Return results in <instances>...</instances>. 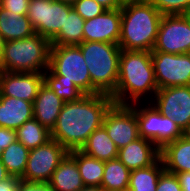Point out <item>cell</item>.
Masks as SVG:
<instances>
[{
	"instance_id": "6da1fadb",
	"label": "cell",
	"mask_w": 190,
	"mask_h": 191,
	"mask_svg": "<svg viewBox=\"0 0 190 191\" xmlns=\"http://www.w3.org/2000/svg\"><path fill=\"white\" fill-rule=\"evenodd\" d=\"M113 104L112 97L103 93L65 102L51 131V139L68 152L80 150L90 134L103 126L105 114Z\"/></svg>"
},
{
	"instance_id": "7a4b0ae2",
	"label": "cell",
	"mask_w": 190,
	"mask_h": 191,
	"mask_svg": "<svg viewBox=\"0 0 190 191\" xmlns=\"http://www.w3.org/2000/svg\"><path fill=\"white\" fill-rule=\"evenodd\" d=\"M158 85L155 79L151 51L121 50L118 82L110 95L114 104L130 105L139 103L147 93L156 94ZM131 97V98H130Z\"/></svg>"
},
{
	"instance_id": "3957f363",
	"label": "cell",
	"mask_w": 190,
	"mask_h": 191,
	"mask_svg": "<svg viewBox=\"0 0 190 191\" xmlns=\"http://www.w3.org/2000/svg\"><path fill=\"white\" fill-rule=\"evenodd\" d=\"M162 16L149 0L123 3L118 43L120 48L152 51Z\"/></svg>"
},
{
	"instance_id": "277c9868",
	"label": "cell",
	"mask_w": 190,
	"mask_h": 191,
	"mask_svg": "<svg viewBox=\"0 0 190 191\" xmlns=\"http://www.w3.org/2000/svg\"><path fill=\"white\" fill-rule=\"evenodd\" d=\"M50 47V41L38 33L4 42L0 71L43 73L49 67Z\"/></svg>"
},
{
	"instance_id": "5b68a950",
	"label": "cell",
	"mask_w": 190,
	"mask_h": 191,
	"mask_svg": "<svg viewBox=\"0 0 190 191\" xmlns=\"http://www.w3.org/2000/svg\"><path fill=\"white\" fill-rule=\"evenodd\" d=\"M77 46L83 54L92 85L100 93L111 95L118 82L120 46L97 41H83Z\"/></svg>"
},
{
	"instance_id": "8992f818",
	"label": "cell",
	"mask_w": 190,
	"mask_h": 191,
	"mask_svg": "<svg viewBox=\"0 0 190 191\" xmlns=\"http://www.w3.org/2000/svg\"><path fill=\"white\" fill-rule=\"evenodd\" d=\"M48 72L73 82L85 95L100 93L91 77L81 49L77 45H51Z\"/></svg>"
},
{
	"instance_id": "52a82bcc",
	"label": "cell",
	"mask_w": 190,
	"mask_h": 191,
	"mask_svg": "<svg viewBox=\"0 0 190 191\" xmlns=\"http://www.w3.org/2000/svg\"><path fill=\"white\" fill-rule=\"evenodd\" d=\"M69 152L56 140L30 149L22 181L48 184L53 172Z\"/></svg>"
},
{
	"instance_id": "ba28073f",
	"label": "cell",
	"mask_w": 190,
	"mask_h": 191,
	"mask_svg": "<svg viewBox=\"0 0 190 191\" xmlns=\"http://www.w3.org/2000/svg\"><path fill=\"white\" fill-rule=\"evenodd\" d=\"M148 103L152 106L141 107V109L139 106L136 107L140 137L153 141L161 149L165 144L184 135L172 118L162 115L153 104H150V101Z\"/></svg>"
},
{
	"instance_id": "9c48e42d",
	"label": "cell",
	"mask_w": 190,
	"mask_h": 191,
	"mask_svg": "<svg viewBox=\"0 0 190 191\" xmlns=\"http://www.w3.org/2000/svg\"><path fill=\"white\" fill-rule=\"evenodd\" d=\"M72 5L56 0H30L27 17L35 33L51 41L64 27Z\"/></svg>"
},
{
	"instance_id": "30bf717a",
	"label": "cell",
	"mask_w": 190,
	"mask_h": 191,
	"mask_svg": "<svg viewBox=\"0 0 190 191\" xmlns=\"http://www.w3.org/2000/svg\"><path fill=\"white\" fill-rule=\"evenodd\" d=\"M158 89L190 85V53L151 51Z\"/></svg>"
},
{
	"instance_id": "8fae6325",
	"label": "cell",
	"mask_w": 190,
	"mask_h": 191,
	"mask_svg": "<svg viewBox=\"0 0 190 191\" xmlns=\"http://www.w3.org/2000/svg\"><path fill=\"white\" fill-rule=\"evenodd\" d=\"M152 51L190 53V21L184 14L163 15Z\"/></svg>"
},
{
	"instance_id": "7c38bea8",
	"label": "cell",
	"mask_w": 190,
	"mask_h": 191,
	"mask_svg": "<svg viewBox=\"0 0 190 191\" xmlns=\"http://www.w3.org/2000/svg\"><path fill=\"white\" fill-rule=\"evenodd\" d=\"M135 105L113 104L105 114L103 127L118 149L140 137Z\"/></svg>"
},
{
	"instance_id": "4fadbf2b",
	"label": "cell",
	"mask_w": 190,
	"mask_h": 191,
	"mask_svg": "<svg viewBox=\"0 0 190 191\" xmlns=\"http://www.w3.org/2000/svg\"><path fill=\"white\" fill-rule=\"evenodd\" d=\"M154 97L153 106L185 132L190 126V85L158 89Z\"/></svg>"
},
{
	"instance_id": "5bb4252c",
	"label": "cell",
	"mask_w": 190,
	"mask_h": 191,
	"mask_svg": "<svg viewBox=\"0 0 190 191\" xmlns=\"http://www.w3.org/2000/svg\"><path fill=\"white\" fill-rule=\"evenodd\" d=\"M44 83L43 73L0 71V94L34 102Z\"/></svg>"
},
{
	"instance_id": "9a60e30c",
	"label": "cell",
	"mask_w": 190,
	"mask_h": 191,
	"mask_svg": "<svg viewBox=\"0 0 190 191\" xmlns=\"http://www.w3.org/2000/svg\"><path fill=\"white\" fill-rule=\"evenodd\" d=\"M121 28V8L105 10L101 15L85 20L83 41L118 44Z\"/></svg>"
},
{
	"instance_id": "2e32d148",
	"label": "cell",
	"mask_w": 190,
	"mask_h": 191,
	"mask_svg": "<svg viewBox=\"0 0 190 191\" xmlns=\"http://www.w3.org/2000/svg\"><path fill=\"white\" fill-rule=\"evenodd\" d=\"M130 171L149 167L160 158L153 141L139 137L118 151L117 157Z\"/></svg>"
},
{
	"instance_id": "e0dca14e",
	"label": "cell",
	"mask_w": 190,
	"mask_h": 191,
	"mask_svg": "<svg viewBox=\"0 0 190 191\" xmlns=\"http://www.w3.org/2000/svg\"><path fill=\"white\" fill-rule=\"evenodd\" d=\"M64 103L54 91L43 83L33 102V118L51 132Z\"/></svg>"
},
{
	"instance_id": "ac0fdd59",
	"label": "cell",
	"mask_w": 190,
	"mask_h": 191,
	"mask_svg": "<svg viewBox=\"0 0 190 191\" xmlns=\"http://www.w3.org/2000/svg\"><path fill=\"white\" fill-rule=\"evenodd\" d=\"M160 158L167 172H190V139L183 135L160 149Z\"/></svg>"
},
{
	"instance_id": "d6986e66",
	"label": "cell",
	"mask_w": 190,
	"mask_h": 191,
	"mask_svg": "<svg viewBox=\"0 0 190 191\" xmlns=\"http://www.w3.org/2000/svg\"><path fill=\"white\" fill-rule=\"evenodd\" d=\"M32 118V102L0 94V127L16 130Z\"/></svg>"
},
{
	"instance_id": "ffe728a7",
	"label": "cell",
	"mask_w": 190,
	"mask_h": 191,
	"mask_svg": "<svg viewBox=\"0 0 190 191\" xmlns=\"http://www.w3.org/2000/svg\"><path fill=\"white\" fill-rule=\"evenodd\" d=\"M52 191H78L83 184L76 161L67 154L48 182Z\"/></svg>"
},
{
	"instance_id": "44dd1931",
	"label": "cell",
	"mask_w": 190,
	"mask_h": 191,
	"mask_svg": "<svg viewBox=\"0 0 190 191\" xmlns=\"http://www.w3.org/2000/svg\"><path fill=\"white\" fill-rule=\"evenodd\" d=\"M35 34L27 15H19L0 7V35L5 42L25 39Z\"/></svg>"
},
{
	"instance_id": "7402d4cb",
	"label": "cell",
	"mask_w": 190,
	"mask_h": 191,
	"mask_svg": "<svg viewBox=\"0 0 190 191\" xmlns=\"http://www.w3.org/2000/svg\"><path fill=\"white\" fill-rule=\"evenodd\" d=\"M80 151L98 160L109 161L118 157L119 149L102 126L90 134Z\"/></svg>"
},
{
	"instance_id": "603a6c76",
	"label": "cell",
	"mask_w": 190,
	"mask_h": 191,
	"mask_svg": "<svg viewBox=\"0 0 190 191\" xmlns=\"http://www.w3.org/2000/svg\"><path fill=\"white\" fill-rule=\"evenodd\" d=\"M68 154L76 161L85 186H101L105 161L91 157L80 150H73Z\"/></svg>"
},
{
	"instance_id": "cb8c5ba5",
	"label": "cell",
	"mask_w": 190,
	"mask_h": 191,
	"mask_svg": "<svg viewBox=\"0 0 190 191\" xmlns=\"http://www.w3.org/2000/svg\"><path fill=\"white\" fill-rule=\"evenodd\" d=\"M164 170L161 158L149 167L132 170L127 191H156L158 179Z\"/></svg>"
},
{
	"instance_id": "d4e9b609",
	"label": "cell",
	"mask_w": 190,
	"mask_h": 191,
	"mask_svg": "<svg viewBox=\"0 0 190 191\" xmlns=\"http://www.w3.org/2000/svg\"><path fill=\"white\" fill-rule=\"evenodd\" d=\"M130 172L118 158L105 161L101 187L106 191H127Z\"/></svg>"
},
{
	"instance_id": "484cf974",
	"label": "cell",
	"mask_w": 190,
	"mask_h": 191,
	"mask_svg": "<svg viewBox=\"0 0 190 191\" xmlns=\"http://www.w3.org/2000/svg\"><path fill=\"white\" fill-rule=\"evenodd\" d=\"M85 20L72 8L65 18L64 27L50 41L51 45H79L83 42Z\"/></svg>"
},
{
	"instance_id": "4316f807",
	"label": "cell",
	"mask_w": 190,
	"mask_h": 191,
	"mask_svg": "<svg viewBox=\"0 0 190 191\" xmlns=\"http://www.w3.org/2000/svg\"><path fill=\"white\" fill-rule=\"evenodd\" d=\"M30 149L18 140L11 143L1 154V161L10 176L22 178L25 172Z\"/></svg>"
},
{
	"instance_id": "83f0119b",
	"label": "cell",
	"mask_w": 190,
	"mask_h": 191,
	"mask_svg": "<svg viewBox=\"0 0 190 191\" xmlns=\"http://www.w3.org/2000/svg\"><path fill=\"white\" fill-rule=\"evenodd\" d=\"M15 131L17 140L28 149L37 148L51 140V132L35 118L26 121Z\"/></svg>"
},
{
	"instance_id": "f1b7e54d",
	"label": "cell",
	"mask_w": 190,
	"mask_h": 191,
	"mask_svg": "<svg viewBox=\"0 0 190 191\" xmlns=\"http://www.w3.org/2000/svg\"><path fill=\"white\" fill-rule=\"evenodd\" d=\"M43 76L44 84L64 102L76 101L85 95L73 82L62 80V76H53L48 70L43 72Z\"/></svg>"
},
{
	"instance_id": "f546056e",
	"label": "cell",
	"mask_w": 190,
	"mask_h": 191,
	"mask_svg": "<svg viewBox=\"0 0 190 191\" xmlns=\"http://www.w3.org/2000/svg\"><path fill=\"white\" fill-rule=\"evenodd\" d=\"M162 15L185 14L190 10V0H149Z\"/></svg>"
},
{
	"instance_id": "4dcf8cb0",
	"label": "cell",
	"mask_w": 190,
	"mask_h": 191,
	"mask_svg": "<svg viewBox=\"0 0 190 191\" xmlns=\"http://www.w3.org/2000/svg\"><path fill=\"white\" fill-rule=\"evenodd\" d=\"M72 8L84 19H92L101 15L106 9L94 0H77Z\"/></svg>"
},
{
	"instance_id": "1f68e13d",
	"label": "cell",
	"mask_w": 190,
	"mask_h": 191,
	"mask_svg": "<svg viewBox=\"0 0 190 191\" xmlns=\"http://www.w3.org/2000/svg\"><path fill=\"white\" fill-rule=\"evenodd\" d=\"M156 191H182L177 175L164 170L158 179Z\"/></svg>"
},
{
	"instance_id": "d6a6232c",
	"label": "cell",
	"mask_w": 190,
	"mask_h": 191,
	"mask_svg": "<svg viewBox=\"0 0 190 191\" xmlns=\"http://www.w3.org/2000/svg\"><path fill=\"white\" fill-rule=\"evenodd\" d=\"M30 0H0V7L19 15H27Z\"/></svg>"
},
{
	"instance_id": "836d02e7",
	"label": "cell",
	"mask_w": 190,
	"mask_h": 191,
	"mask_svg": "<svg viewBox=\"0 0 190 191\" xmlns=\"http://www.w3.org/2000/svg\"><path fill=\"white\" fill-rule=\"evenodd\" d=\"M15 141H17V136L14 129L0 127V148L4 150Z\"/></svg>"
},
{
	"instance_id": "e575fe53",
	"label": "cell",
	"mask_w": 190,
	"mask_h": 191,
	"mask_svg": "<svg viewBox=\"0 0 190 191\" xmlns=\"http://www.w3.org/2000/svg\"><path fill=\"white\" fill-rule=\"evenodd\" d=\"M17 191H52L48 184L20 181Z\"/></svg>"
},
{
	"instance_id": "d590c367",
	"label": "cell",
	"mask_w": 190,
	"mask_h": 191,
	"mask_svg": "<svg viewBox=\"0 0 190 191\" xmlns=\"http://www.w3.org/2000/svg\"><path fill=\"white\" fill-rule=\"evenodd\" d=\"M21 180V178L10 176L6 180L0 182V191H17Z\"/></svg>"
},
{
	"instance_id": "8d00e7d4",
	"label": "cell",
	"mask_w": 190,
	"mask_h": 191,
	"mask_svg": "<svg viewBox=\"0 0 190 191\" xmlns=\"http://www.w3.org/2000/svg\"><path fill=\"white\" fill-rule=\"evenodd\" d=\"M106 10H113L121 8L123 5L122 0H94Z\"/></svg>"
},
{
	"instance_id": "74e56055",
	"label": "cell",
	"mask_w": 190,
	"mask_h": 191,
	"mask_svg": "<svg viewBox=\"0 0 190 191\" xmlns=\"http://www.w3.org/2000/svg\"><path fill=\"white\" fill-rule=\"evenodd\" d=\"M182 191H190V172H182L176 174Z\"/></svg>"
},
{
	"instance_id": "f35d334b",
	"label": "cell",
	"mask_w": 190,
	"mask_h": 191,
	"mask_svg": "<svg viewBox=\"0 0 190 191\" xmlns=\"http://www.w3.org/2000/svg\"><path fill=\"white\" fill-rule=\"evenodd\" d=\"M10 175L6 170V167L3 165L1 159H0V182L6 180L9 178Z\"/></svg>"
},
{
	"instance_id": "ab89813d",
	"label": "cell",
	"mask_w": 190,
	"mask_h": 191,
	"mask_svg": "<svg viewBox=\"0 0 190 191\" xmlns=\"http://www.w3.org/2000/svg\"><path fill=\"white\" fill-rule=\"evenodd\" d=\"M78 191H106V190L101 186H84Z\"/></svg>"
},
{
	"instance_id": "60d3db41",
	"label": "cell",
	"mask_w": 190,
	"mask_h": 191,
	"mask_svg": "<svg viewBox=\"0 0 190 191\" xmlns=\"http://www.w3.org/2000/svg\"><path fill=\"white\" fill-rule=\"evenodd\" d=\"M4 40H3V37L0 35V60L2 58V55H3V48H4Z\"/></svg>"
},
{
	"instance_id": "b9f144b4",
	"label": "cell",
	"mask_w": 190,
	"mask_h": 191,
	"mask_svg": "<svg viewBox=\"0 0 190 191\" xmlns=\"http://www.w3.org/2000/svg\"><path fill=\"white\" fill-rule=\"evenodd\" d=\"M56 1H60L62 3L73 5L77 0H56Z\"/></svg>"
},
{
	"instance_id": "7bdbcfd3",
	"label": "cell",
	"mask_w": 190,
	"mask_h": 191,
	"mask_svg": "<svg viewBox=\"0 0 190 191\" xmlns=\"http://www.w3.org/2000/svg\"><path fill=\"white\" fill-rule=\"evenodd\" d=\"M184 135L187 136L190 139V126L188 129L184 132Z\"/></svg>"
},
{
	"instance_id": "ee69618b",
	"label": "cell",
	"mask_w": 190,
	"mask_h": 191,
	"mask_svg": "<svg viewBox=\"0 0 190 191\" xmlns=\"http://www.w3.org/2000/svg\"><path fill=\"white\" fill-rule=\"evenodd\" d=\"M135 1H145V0H122L123 3H125V2H135Z\"/></svg>"
},
{
	"instance_id": "f6af8a7d",
	"label": "cell",
	"mask_w": 190,
	"mask_h": 191,
	"mask_svg": "<svg viewBox=\"0 0 190 191\" xmlns=\"http://www.w3.org/2000/svg\"><path fill=\"white\" fill-rule=\"evenodd\" d=\"M187 19L190 21V10H188L185 14H184Z\"/></svg>"
},
{
	"instance_id": "bcb514c9",
	"label": "cell",
	"mask_w": 190,
	"mask_h": 191,
	"mask_svg": "<svg viewBox=\"0 0 190 191\" xmlns=\"http://www.w3.org/2000/svg\"><path fill=\"white\" fill-rule=\"evenodd\" d=\"M2 152H3V148H0V159H1Z\"/></svg>"
}]
</instances>
